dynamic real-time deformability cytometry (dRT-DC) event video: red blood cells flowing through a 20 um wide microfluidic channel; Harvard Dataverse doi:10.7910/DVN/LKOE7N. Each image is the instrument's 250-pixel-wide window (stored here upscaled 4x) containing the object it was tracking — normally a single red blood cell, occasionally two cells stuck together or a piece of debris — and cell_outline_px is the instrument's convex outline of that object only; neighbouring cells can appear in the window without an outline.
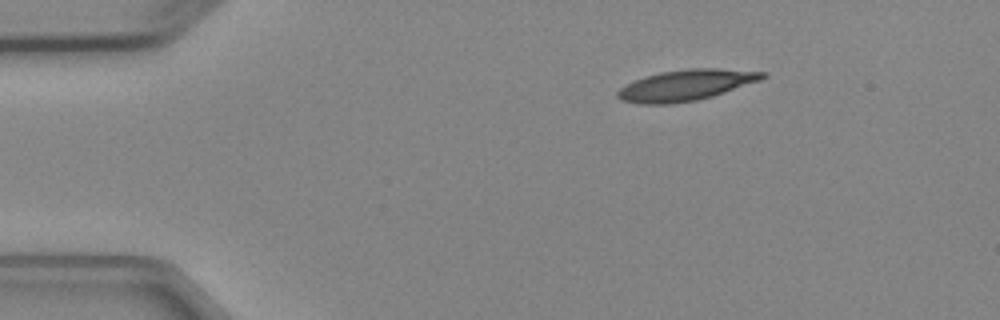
{"species": "Egyptian fruit bat (a non-hibernating species)", "species_latin": "Rousettus aegyptiacus", "temperature_condition": "cold", "stored_images_in_passage": 3, "camera_frame_rate_fps": 3000, "um_per_image_px": 0.085, "animal": {"sex": "female"}, "frame": {"image": 1, "passage_image": 1, "time_ms": 0.0, "image_size_px": [1000, 320], "cell_outline_px": [[768, 76], [760, 80], [712, 96], [696, 100], [672, 104], [640, 104], [620, 100], [616, 96], [616, 92], [620, 88], [636, 80], [660, 72], [688, 68], [720, 68], [768, 72]], "centroid_in_image_um": [58.32, 7.24], "position_along_channel_um": 26.7, "area_um2": 26.01}}
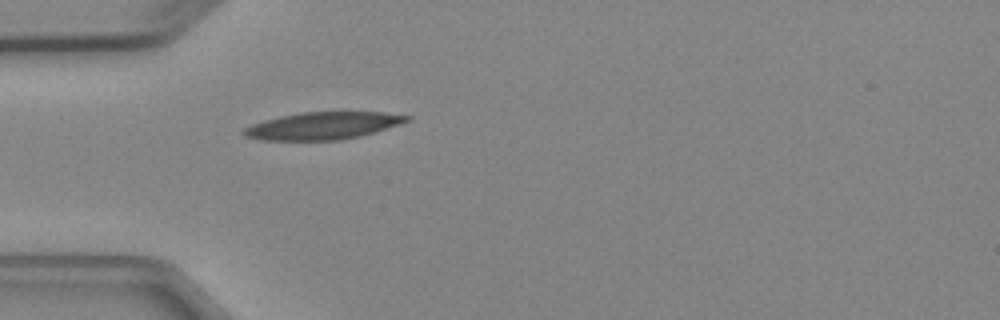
{"frame": {"image": 2, "passage_image": 3, "time_ms": 2.333, "image_size_px": [1000, 320], "cell_outline_px": [[412, 120], [400, 124], [360, 136], [340, 140], [264, 140], [244, 136], [240, 132], [244, 128], [252, 124], [264, 120], [280, 116], [300, 112], [384, 112], [412, 116]], "centroid_in_image_um": [27.45, 10.68], "position_along_channel_um": 57.6, "area_um2": 26.01}}